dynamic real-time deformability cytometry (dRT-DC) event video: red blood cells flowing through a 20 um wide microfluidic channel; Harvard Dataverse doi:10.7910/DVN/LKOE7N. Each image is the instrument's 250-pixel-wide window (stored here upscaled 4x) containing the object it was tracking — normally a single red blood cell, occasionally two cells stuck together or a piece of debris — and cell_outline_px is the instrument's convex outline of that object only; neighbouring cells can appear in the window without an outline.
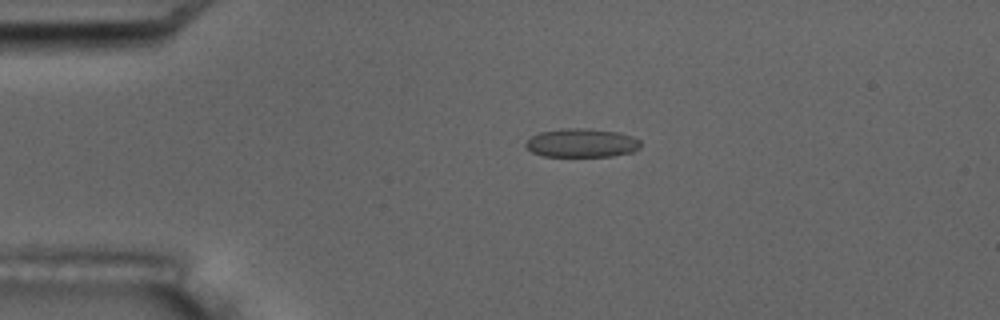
{"species": "common noctule bat (a hibernating species)", "species_latin": "Nyctalus noctula", "temperature_condition": "room temperature", "stored_images_in_passage": 3, "camera_frame_rate_fps": 3000, "um_per_image_px": 0.085, "animal": {"sex": "male", "body_mass_g": 17.5, "forearm_length_mm": 52.3}, "frame": {"image": 1, "passage_image": 2, "time_ms": 1.0, "image_size_px": [1000, 320], "cell_outline_px": [[640, 148], [636, 152], [612, 156], [540, 156], [532, 152], [524, 144], [532, 136], [540, 132], [564, 128], [588, 128], [620, 132], [632, 136], [640, 140]], "centroid_in_image_um": [49.49, 12.15], "position_along_channel_um": 35.5, "area_um2": 19.42}}